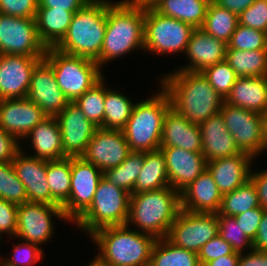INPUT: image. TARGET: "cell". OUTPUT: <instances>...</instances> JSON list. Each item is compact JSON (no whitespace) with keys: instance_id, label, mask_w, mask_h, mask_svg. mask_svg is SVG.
Instances as JSON below:
<instances>
[{"instance_id":"1","label":"cell","mask_w":267,"mask_h":266,"mask_svg":"<svg viewBox=\"0 0 267 266\" xmlns=\"http://www.w3.org/2000/svg\"><path fill=\"white\" fill-rule=\"evenodd\" d=\"M159 82L169 96L171 107L191 124H202L222 108L224 99L202 72L175 70L161 76Z\"/></svg>"},{"instance_id":"2","label":"cell","mask_w":267,"mask_h":266,"mask_svg":"<svg viewBox=\"0 0 267 266\" xmlns=\"http://www.w3.org/2000/svg\"><path fill=\"white\" fill-rule=\"evenodd\" d=\"M144 17L145 9L128 0L107 4L104 41L95 60L100 68L135 49L144 50Z\"/></svg>"},{"instance_id":"3","label":"cell","mask_w":267,"mask_h":266,"mask_svg":"<svg viewBox=\"0 0 267 266\" xmlns=\"http://www.w3.org/2000/svg\"><path fill=\"white\" fill-rule=\"evenodd\" d=\"M131 226L116 225L97 229L91 234L98 254L93 258L101 266H149L156 238L130 230Z\"/></svg>"},{"instance_id":"4","label":"cell","mask_w":267,"mask_h":266,"mask_svg":"<svg viewBox=\"0 0 267 266\" xmlns=\"http://www.w3.org/2000/svg\"><path fill=\"white\" fill-rule=\"evenodd\" d=\"M180 210V193L170 186L131 194L127 225L156 239L165 238Z\"/></svg>"},{"instance_id":"5","label":"cell","mask_w":267,"mask_h":266,"mask_svg":"<svg viewBox=\"0 0 267 266\" xmlns=\"http://www.w3.org/2000/svg\"><path fill=\"white\" fill-rule=\"evenodd\" d=\"M109 0H90L77 10L66 35L54 47L75 56L96 60L100 56L106 30Z\"/></svg>"},{"instance_id":"6","label":"cell","mask_w":267,"mask_h":266,"mask_svg":"<svg viewBox=\"0 0 267 266\" xmlns=\"http://www.w3.org/2000/svg\"><path fill=\"white\" fill-rule=\"evenodd\" d=\"M170 107L169 96L162 86L151 98L135 103L131 116L122 129L130 151L149 152L160 149L163 120Z\"/></svg>"},{"instance_id":"7","label":"cell","mask_w":267,"mask_h":266,"mask_svg":"<svg viewBox=\"0 0 267 266\" xmlns=\"http://www.w3.org/2000/svg\"><path fill=\"white\" fill-rule=\"evenodd\" d=\"M130 196L103 176L91 205L74 224L89 235L103 227L125 225L129 217Z\"/></svg>"},{"instance_id":"8","label":"cell","mask_w":267,"mask_h":266,"mask_svg":"<svg viewBox=\"0 0 267 266\" xmlns=\"http://www.w3.org/2000/svg\"><path fill=\"white\" fill-rule=\"evenodd\" d=\"M44 58L52 65L57 84L69 102H74L104 77L95 60L86 57L49 47Z\"/></svg>"},{"instance_id":"9","label":"cell","mask_w":267,"mask_h":266,"mask_svg":"<svg viewBox=\"0 0 267 266\" xmlns=\"http://www.w3.org/2000/svg\"><path fill=\"white\" fill-rule=\"evenodd\" d=\"M195 28L187 23L145 9L144 51L156 54L186 52L188 42Z\"/></svg>"},{"instance_id":"10","label":"cell","mask_w":267,"mask_h":266,"mask_svg":"<svg viewBox=\"0 0 267 266\" xmlns=\"http://www.w3.org/2000/svg\"><path fill=\"white\" fill-rule=\"evenodd\" d=\"M217 213L180 210L165 237L180 248L198 253L201 247L218 235Z\"/></svg>"},{"instance_id":"11","label":"cell","mask_w":267,"mask_h":266,"mask_svg":"<svg viewBox=\"0 0 267 266\" xmlns=\"http://www.w3.org/2000/svg\"><path fill=\"white\" fill-rule=\"evenodd\" d=\"M46 50L39 39L35 18L0 13V54L44 57Z\"/></svg>"},{"instance_id":"12","label":"cell","mask_w":267,"mask_h":266,"mask_svg":"<svg viewBox=\"0 0 267 266\" xmlns=\"http://www.w3.org/2000/svg\"><path fill=\"white\" fill-rule=\"evenodd\" d=\"M103 172L83 157H71V189L62 211L74 223L91 205Z\"/></svg>"},{"instance_id":"13","label":"cell","mask_w":267,"mask_h":266,"mask_svg":"<svg viewBox=\"0 0 267 266\" xmlns=\"http://www.w3.org/2000/svg\"><path fill=\"white\" fill-rule=\"evenodd\" d=\"M224 124L238 149L254 159L261 154L265 115L223 102L220 110Z\"/></svg>"},{"instance_id":"14","label":"cell","mask_w":267,"mask_h":266,"mask_svg":"<svg viewBox=\"0 0 267 266\" xmlns=\"http://www.w3.org/2000/svg\"><path fill=\"white\" fill-rule=\"evenodd\" d=\"M52 216L67 221L60 206L28 201L19 204L15 238L21 237L20 239L38 246L48 242L55 230Z\"/></svg>"},{"instance_id":"15","label":"cell","mask_w":267,"mask_h":266,"mask_svg":"<svg viewBox=\"0 0 267 266\" xmlns=\"http://www.w3.org/2000/svg\"><path fill=\"white\" fill-rule=\"evenodd\" d=\"M56 119L61 132L64 156L82 157L98 126L88 120L74 102H69Z\"/></svg>"},{"instance_id":"16","label":"cell","mask_w":267,"mask_h":266,"mask_svg":"<svg viewBox=\"0 0 267 266\" xmlns=\"http://www.w3.org/2000/svg\"><path fill=\"white\" fill-rule=\"evenodd\" d=\"M27 98L48 117H56L69 103L57 84L52 65L45 58L32 71Z\"/></svg>"},{"instance_id":"17","label":"cell","mask_w":267,"mask_h":266,"mask_svg":"<svg viewBox=\"0 0 267 266\" xmlns=\"http://www.w3.org/2000/svg\"><path fill=\"white\" fill-rule=\"evenodd\" d=\"M130 152L123 130L98 127L82 157L105 172L119 166Z\"/></svg>"},{"instance_id":"18","label":"cell","mask_w":267,"mask_h":266,"mask_svg":"<svg viewBox=\"0 0 267 266\" xmlns=\"http://www.w3.org/2000/svg\"><path fill=\"white\" fill-rule=\"evenodd\" d=\"M42 58L0 54V100L27 98L32 71Z\"/></svg>"},{"instance_id":"19","label":"cell","mask_w":267,"mask_h":266,"mask_svg":"<svg viewBox=\"0 0 267 266\" xmlns=\"http://www.w3.org/2000/svg\"><path fill=\"white\" fill-rule=\"evenodd\" d=\"M46 117L42 109L28 98L0 100V128L18 141L25 139Z\"/></svg>"},{"instance_id":"20","label":"cell","mask_w":267,"mask_h":266,"mask_svg":"<svg viewBox=\"0 0 267 266\" xmlns=\"http://www.w3.org/2000/svg\"><path fill=\"white\" fill-rule=\"evenodd\" d=\"M160 150L165 157L170 187L179 193L207 169L203 153L190 152L178 147L160 148Z\"/></svg>"},{"instance_id":"21","label":"cell","mask_w":267,"mask_h":266,"mask_svg":"<svg viewBox=\"0 0 267 266\" xmlns=\"http://www.w3.org/2000/svg\"><path fill=\"white\" fill-rule=\"evenodd\" d=\"M25 155L21 147L12 160V165L25 187L27 201L51 205V192L47 182V160Z\"/></svg>"},{"instance_id":"22","label":"cell","mask_w":267,"mask_h":266,"mask_svg":"<svg viewBox=\"0 0 267 266\" xmlns=\"http://www.w3.org/2000/svg\"><path fill=\"white\" fill-rule=\"evenodd\" d=\"M227 44L207 34L201 28L193 31L185 54L189 59L180 71L203 72L206 68L225 60Z\"/></svg>"},{"instance_id":"23","label":"cell","mask_w":267,"mask_h":266,"mask_svg":"<svg viewBox=\"0 0 267 266\" xmlns=\"http://www.w3.org/2000/svg\"><path fill=\"white\" fill-rule=\"evenodd\" d=\"M222 196L212 174L205 169L180 192V208L191 212L218 213Z\"/></svg>"},{"instance_id":"24","label":"cell","mask_w":267,"mask_h":266,"mask_svg":"<svg viewBox=\"0 0 267 266\" xmlns=\"http://www.w3.org/2000/svg\"><path fill=\"white\" fill-rule=\"evenodd\" d=\"M252 160L254 158L251 155L240 152L207 162V169L222 195L234 191L250 179Z\"/></svg>"},{"instance_id":"25","label":"cell","mask_w":267,"mask_h":266,"mask_svg":"<svg viewBox=\"0 0 267 266\" xmlns=\"http://www.w3.org/2000/svg\"><path fill=\"white\" fill-rule=\"evenodd\" d=\"M178 147L202 153V136L199 125L191 124L170 107L163 120L160 148Z\"/></svg>"},{"instance_id":"26","label":"cell","mask_w":267,"mask_h":266,"mask_svg":"<svg viewBox=\"0 0 267 266\" xmlns=\"http://www.w3.org/2000/svg\"><path fill=\"white\" fill-rule=\"evenodd\" d=\"M199 128L202 136V153L207 162L241 152L226 128L221 112L212 115L200 124Z\"/></svg>"},{"instance_id":"27","label":"cell","mask_w":267,"mask_h":266,"mask_svg":"<svg viewBox=\"0 0 267 266\" xmlns=\"http://www.w3.org/2000/svg\"><path fill=\"white\" fill-rule=\"evenodd\" d=\"M224 102L267 115V76L238 77Z\"/></svg>"},{"instance_id":"28","label":"cell","mask_w":267,"mask_h":266,"mask_svg":"<svg viewBox=\"0 0 267 266\" xmlns=\"http://www.w3.org/2000/svg\"><path fill=\"white\" fill-rule=\"evenodd\" d=\"M31 138L35 154L31 157L44 160H60L66 158L63 154L62 138L56 117H46L33 128L25 139Z\"/></svg>"},{"instance_id":"29","label":"cell","mask_w":267,"mask_h":266,"mask_svg":"<svg viewBox=\"0 0 267 266\" xmlns=\"http://www.w3.org/2000/svg\"><path fill=\"white\" fill-rule=\"evenodd\" d=\"M76 11L38 8L35 16L39 39L46 46L55 47L66 35Z\"/></svg>"},{"instance_id":"30","label":"cell","mask_w":267,"mask_h":266,"mask_svg":"<svg viewBox=\"0 0 267 266\" xmlns=\"http://www.w3.org/2000/svg\"><path fill=\"white\" fill-rule=\"evenodd\" d=\"M167 186L170 184L162 151L159 149L144 152V162L134 185L133 194L158 190Z\"/></svg>"},{"instance_id":"31","label":"cell","mask_w":267,"mask_h":266,"mask_svg":"<svg viewBox=\"0 0 267 266\" xmlns=\"http://www.w3.org/2000/svg\"><path fill=\"white\" fill-rule=\"evenodd\" d=\"M211 0H159L153 9L161 15L172 17L193 26L203 25Z\"/></svg>"},{"instance_id":"32","label":"cell","mask_w":267,"mask_h":266,"mask_svg":"<svg viewBox=\"0 0 267 266\" xmlns=\"http://www.w3.org/2000/svg\"><path fill=\"white\" fill-rule=\"evenodd\" d=\"M225 61L238 77L267 76V49L251 51L226 49Z\"/></svg>"},{"instance_id":"33","label":"cell","mask_w":267,"mask_h":266,"mask_svg":"<svg viewBox=\"0 0 267 266\" xmlns=\"http://www.w3.org/2000/svg\"><path fill=\"white\" fill-rule=\"evenodd\" d=\"M238 24L239 20L236 13L218 6L211 0L201 29L228 44Z\"/></svg>"},{"instance_id":"34","label":"cell","mask_w":267,"mask_h":266,"mask_svg":"<svg viewBox=\"0 0 267 266\" xmlns=\"http://www.w3.org/2000/svg\"><path fill=\"white\" fill-rule=\"evenodd\" d=\"M47 182L51 192V205L62 207L71 189V158L47 160Z\"/></svg>"},{"instance_id":"35","label":"cell","mask_w":267,"mask_h":266,"mask_svg":"<svg viewBox=\"0 0 267 266\" xmlns=\"http://www.w3.org/2000/svg\"><path fill=\"white\" fill-rule=\"evenodd\" d=\"M149 266H201L198 254L170 243L166 238L157 239L151 251Z\"/></svg>"},{"instance_id":"36","label":"cell","mask_w":267,"mask_h":266,"mask_svg":"<svg viewBox=\"0 0 267 266\" xmlns=\"http://www.w3.org/2000/svg\"><path fill=\"white\" fill-rule=\"evenodd\" d=\"M104 119L101 128L122 130L129 120L135 103L116 90L105 87Z\"/></svg>"},{"instance_id":"37","label":"cell","mask_w":267,"mask_h":266,"mask_svg":"<svg viewBox=\"0 0 267 266\" xmlns=\"http://www.w3.org/2000/svg\"><path fill=\"white\" fill-rule=\"evenodd\" d=\"M260 206L257 189L249 179L234 191L222 196L218 215L237 216Z\"/></svg>"},{"instance_id":"38","label":"cell","mask_w":267,"mask_h":266,"mask_svg":"<svg viewBox=\"0 0 267 266\" xmlns=\"http://www.w3.org/2000/svg\"><path fill=\"white\" fill-rule=\"evenodd\" d=\"M143 162L144 152L131 151L119 166L106 170L103 176L113 185L133 194Z\"/></svg>"},{"instance_id":"39","label":"cell","mask_w":267,"mask_h":266,"mask_svg":"<svg viewBox=\"0 0 267 266\" xmlns=\"http://www.w3.org/2000/svg\"><path fill=\"white\" fill-rule=\"evenodd\" d=\"M105 78L103 77L92 88L88 89L74 103L81 109L88 120L101 127L104 119Z\"/></svg>"},{"instance_id":"40","label":"cell","mask_w":267,"mask_h":266,"mask_svg":"<svg viewBox=\"0 0 267 266\" xmlns=\"http://www.w3.org/2000/svg\"><path fill=\"white\" fill-rule=\"evenodd\" d=\"M0 198L17 205L27 202L25 187L17 177L12 162L0 163Z\"/></svg>"},{"instance_id":"41","label":"cell","mask_w":267,"mask_h":266,"mask_svg":"<svg viewBox=\"0 0 267 266\" xmlns=\"http://www.w3.org/2000/svg\"><path fill=\"white\" fill-rule=\"evenodd\" d=\"M218 223V234L231 245L234 252L244 253L246 249H253L252 240L244 233L234 216L218 215Z\"/></svg>"},{"instance_id":"42","label":"cell","mask_w":267,"mask_h":266,"mask_svg":"<svg viewBox=\"0 0 267 266\" xmlns=\"http://www.w3.org/2000/svg\"><path fill=\"white\" fill-rule=\"evenodd\" d=\"M226 49L246 51L267 49V33L238 24Z\"/></svg>"},{"instance_id":"43","label":"cell","mask_w":267,"mask_h":266,"mask_svg":"<svg viewBox=\"0 0 267 266\" xmlns=\"http://www.w3.org/2000/svg\"><path fill=\"white\" fill-rule=\"evenodd\" d=\"M202 74L223 99L230 93L238 78L235 71L225 60L206 68Z\"/></svg>"},{"instance_id":"44","label":"cell","mask_w":267,"mask_h":266,"mask_svg":"<svg viewBox=\"0 0 267 266\" xmlns=\"http://www.w3.org/2000/svg\"><path fill=\"white\" fill-rule=\"evenodd\" d=\"M13 251L10 258L2 259L7 266H31L43 257V250L40 249V246L24 240L20 244L14 245Z\"/></svg>"},{"instance_id":"45","label":"cell","mask_w":267,"mask_h":266,"mask_svg":"<svg viewBox=\"0 0 267 266\" xmlns=\"http://www.w3.org/2000/svg\"><path fill=\"white\" fill-rule=\"evenodd\" d=\"M239 24L267 33V0H256L238 15Z\"/></svg>"},{"instance_id":"46","label":"cell","mask_w":267,"mask_h":266,"mask_svg":"<svg viewBox=\"0 0 267 266\" xmlns=\"http://www.w3.org/2000/svg\"><path fill=\"white\" fill-rule=\"evenodd\" d=\"M39 0H0V13L20 18H35Z\"/></svg>"},{"instance_id":"47","label":"cell","mask_w":267,"mask_h":266,"mask_svg":"<svg viewBox=\"0 0 267 266\" xmlns=\"http://www.w3.org/2000/svg\"><path fill=\"white\" fill-rule=\"evenodd\" d=\"M233 252L231 245L218 234L204 244L197 254L200 265L204 266L209 261L221 256L230 255Z\"/></svg>"},{"instance_id":"48","label":"cell","mask_w":267,"mask_h":266,"mask_svg":"<svg viewBox=\"0 0 267 266\" xmlns=\"http://www.w3.org/2000/svg\"><path fill=\"white\" fill-rule=\"evenodd\" d=\"M18 205L0 198V237L3 233L15 237Z\"/></svg>"},{"instance_id":"49","label":"cell","mask_w":267,"mask_h":266,"mask_svg":"<svg viewBox=\"0 0 267 266\" xmlns=\"http://www.w3.org/2000/svg\"><path fill=\"white\" fill-rule=\"evenodd\" d=\"M264 210L261 206L234 216L244 233L253 241L256 237Z\"/></svg>"},{"instance_id":"50","label":"cell","mask_w":267,"mask_h":266,"mask_svg":"<svg viewBox=\"0 0 267 266\" xmlns=\"http://www.w3.org/2000/svg\"><path fill=\"white\" fill-rule=\"evenodd\" d=\"M19 142L10 133L0 128V163L12 162L15 155L21 150Z\"/></svg>"},{"instance_id":"51","label":"cell","mask_w":267,"mask_h":266,"mask_svg":"<svg viewBox=\"0 0 267 266\" xmlns=\"http://www.w3.org/2000/svg\"><path fill=\"white\" fill-rule=\"evenodd\" d=\"M250 180L257 189L260 206L267 210V169L263 171H253L250 173Z\"/></svg>"},{"instance_id":"52","label":"cell","mask_w":267,"mask_h":266,"mask_svg":"<svg viewBox=\"0 0 267 266\" xmlns=\"http://www.w3.org/2000/svg\"><path fill=\"white\" fill-rule=\"evenodd\" d=\"M90 0H39L38 8H54L66 11H77Z\"/></svg>"},{"instance_id":"53","label":"cell","mask_w":267,"mask_h":266,"mask_svg":"<svg viewBox=\"0 0 267 266\" xmlns=\"http://www.w3.org/2000/svg\"><path fill=\"white\" fill-rule=\"evenodd\" d=\"M238 266H267V252L252 249L245 255L240 253Z\"/></svg>"},{"instance_id":"54","label":"cell","mask_w":267,"mask_h":266,"mask_svg":"<svg viewBox=\"0 0 267 266\" xmlns=\"http://www.w3.org/2000/svg\"><path fill=\"white\" fill-rule=\"evenodd\" d=\"M253 249L267 252V210L263 213L255 239Z\"/></svg>"},{"instance_id":"55","label":"cell","mask_w":267,"mask_h":266,"mask_svg":"<svg viewBox=\"0 0 267 266\" xmlns=\"http://www.w3.org/2000/svg\"><path fill=\"white\" fill-rule=\"evenodd\" d=\"M218 6L228 9L231 12L239 15L241 12L246 10L256 0H212Z\"/></svg>"},{"instance_id":"56","label":"cell","mask_w":267,"mask_h":266,"mask_svg":"<svg viewBox=\"0 0 267 266\" xmlns=\"http://www.w3.org/2000/svg\"><path fill=\"white\" fill-rule=\"evenodd\" d=\"M240 253L233 252L230 255L218 257L207 262L204 266H238Z\"/></svg>"},{"instance_id":"57","label":"cell","mask_w":267,"mask_h":266,"mask_svg":"<svg viewBox=\"0 0 267 266\" xmlns=\"http://www.w3.org/2000/svg\"><path fill=\"white\" fill-rule=\"evenodd\" d=\"M131 4L136 5L140 8H153L159 0H128Z\"/></svg>"},{"instance_id":"58","label":"cell","mask_w":267,"mask_h":266,"mask_svg":"<svg viewBox=\"0 0 267 266\" xmlns=\"http://www.w3.org/2000/svg\"><path fill=\"white\" fill-rule=\"evenodd\" d=\"M267 150V115H265L264 124H263V141L261 146V152Z\"/></svg>"},{"instance_id":"59","label":"cell","mask_w":267,"mask_h":266,"mask_svg":"<svg viewBox=\"0 0 267 266\" xmlns=\"http://www.w3.org/2000/svg\"><path fill=\"white\" fill-rule=\"evenodd\" d=\"M88 266H101L94 259L89 263Z\"/></svg>"},{"instance_id":"60","label":"cell","mask_w":267,"mask_h":266,"mask_svg":"<svg viewBox=\"0 0 267 266\" xmlns=\"http://www.w3.org/2000/svg\"><path fill=\"white\" fill-rule=\"evenodd\" d=\"M0 266H7V265H5L3 262H1V263H0Z\"/></svg>"}]
</instances>
